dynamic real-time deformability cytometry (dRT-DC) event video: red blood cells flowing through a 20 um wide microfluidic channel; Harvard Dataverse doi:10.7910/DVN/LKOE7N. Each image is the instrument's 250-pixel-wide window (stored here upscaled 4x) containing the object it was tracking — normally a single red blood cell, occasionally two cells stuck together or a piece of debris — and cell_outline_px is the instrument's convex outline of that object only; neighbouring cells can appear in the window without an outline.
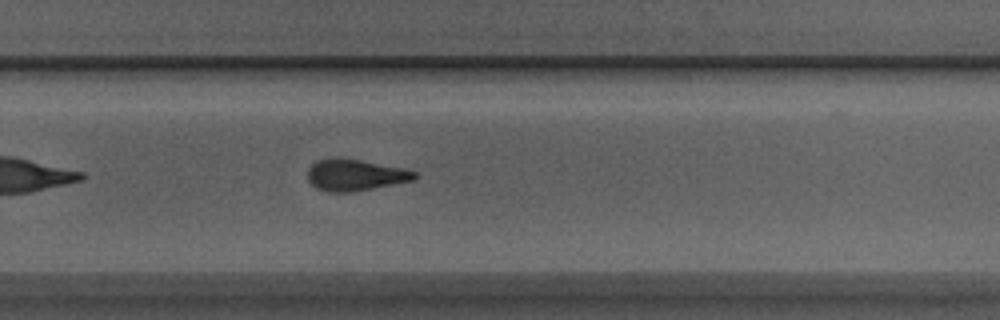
{"species": "Egyptian fruit bat (a non-hibernating species)", "species_latin": "Rousettus aegyptiacus", "temperature_condition": "room temperature", "stored_images_in_passage": 29, "camera_frame_rate_fps": 3000, "um_per_image_px": 0.085, "animal": {"sex": "male"}, "frame": {"image": 1, "passage_image": 21, "time_ms": 6.667, "image_size_px": [1000, 320], "cell_outline_px": [[420, 176], [416, 180], [352, 192], [328, 192], [316, 188], [308, 180], [308, 168], [312, 164], [320, 160], [332, 156], [336, 156], [408, 168], [416, 172]], "centroid_in_image_um": [30.24, 14.86], "position_along_channel_um": 299.6, "area_um2": 20.06}}
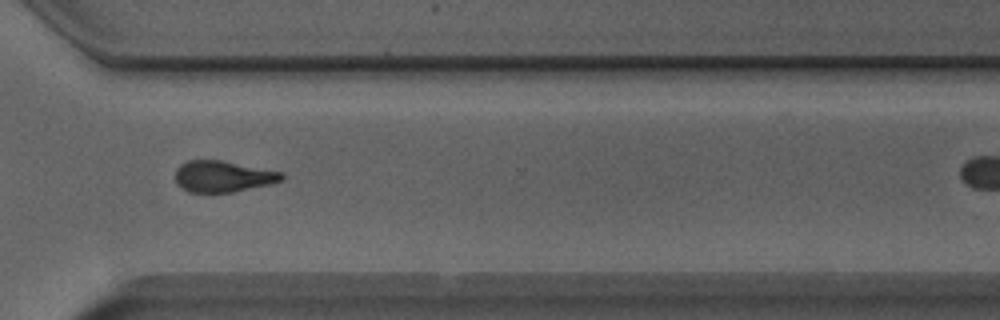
{"frame": {"image": 2, "passage_image": 25, "time_ms": 8.0, "image_size_px": [1000, 320], "cell_outline_px": [[284, 176], [280, 180], [268, 184], [232, 192], [188, 192], [176, 184], [176, 168], [180, 164], [188, 160], [220, 160], [284, 172]], "centroid_in_image_um": [18.91, 14.98], "position_along_channel_um": 351.7, "area_um2": 19.25}}